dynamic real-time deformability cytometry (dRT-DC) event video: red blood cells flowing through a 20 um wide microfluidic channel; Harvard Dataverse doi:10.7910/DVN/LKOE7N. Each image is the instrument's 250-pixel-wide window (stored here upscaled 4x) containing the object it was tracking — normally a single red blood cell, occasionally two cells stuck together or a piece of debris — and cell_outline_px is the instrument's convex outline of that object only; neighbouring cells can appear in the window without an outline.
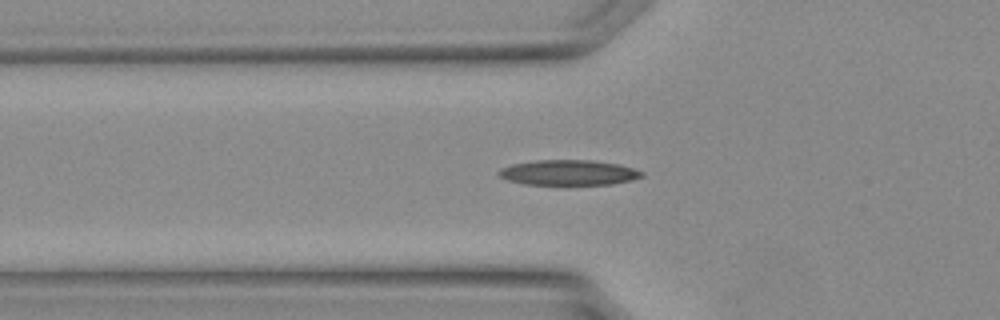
{"species": "Egyptian fruit bat (a non-hibernating species)", "species_latin": "Rousettus aegyptiacus", "temperature_condition": "warm", "stored_images_in_passage": 29, "camera_frame_rate_fps": 3000, "um_per_image_px": 0.085, "animal": {"sex": "female"}, "frame": {"image": 1, "passage_image": 5, "time_ms": 1.333, "image_size_px": [1000, 320], "cell_outline_px": [[644, 176], [632, 180], [612, 184], [524, 184], [508, 180], [500, 176], [496, 172], [500, 168], [512, 164], [536, 160], [592, 160], [620, 164], [644, 172]], "centroid_in_image_um": [48.34, 14.66], "position_along_channel_um": 77.5, "area_um2": 21.04}}
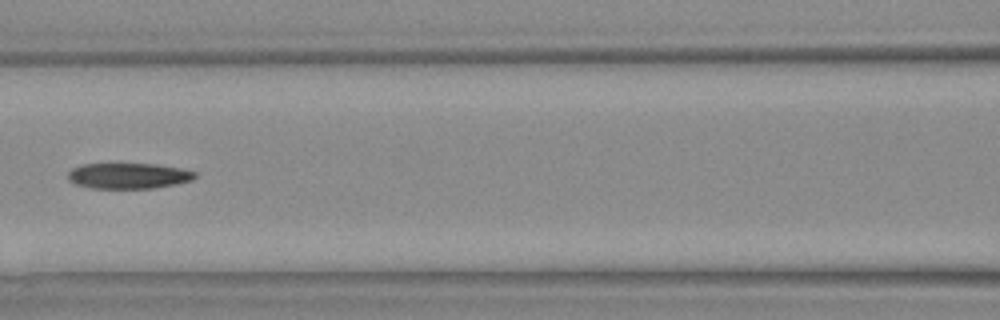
{"frame": {"image": 2, "passage_image": 9, "time_ms": 2.667, "image_size_px": [1000, 320], "cell_outline_px": [[196, 176], [192, 180], [176, 184], [152, 188], [92, 188], [76, 184], [68, 180], [68, 172], [72, 168], [80, 164], [112, 160], [156, 164], [180, 168], [196, 172]], "centroid_in_image_um": [10.85, 14.88], "position_along_channel_um": 155.8, "area_um2": 20.06}}
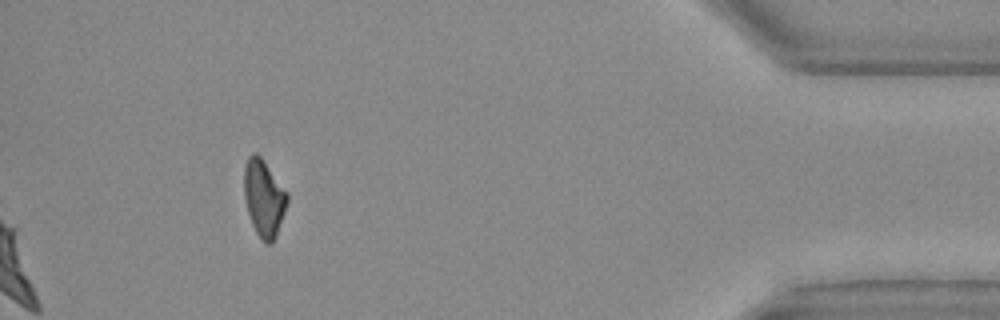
{"frame": {"image": 3, "passage_image": 25, "time_ms": 8.0, "image_size_px": [1000, 320], "cell_outline_px": [[288, 200], [276, 236], [272, 244], [268, 244], [256, 232], [252, 224], [248, 212], [244, 196], [244, 168], [248, 156], [252, 152], [256, 152], [260, 156], [288, 192]], "centroid_in_image_um": [22.43, 16.8], "position_along_channel_um": 412.8, "area_um2": 19.13}}